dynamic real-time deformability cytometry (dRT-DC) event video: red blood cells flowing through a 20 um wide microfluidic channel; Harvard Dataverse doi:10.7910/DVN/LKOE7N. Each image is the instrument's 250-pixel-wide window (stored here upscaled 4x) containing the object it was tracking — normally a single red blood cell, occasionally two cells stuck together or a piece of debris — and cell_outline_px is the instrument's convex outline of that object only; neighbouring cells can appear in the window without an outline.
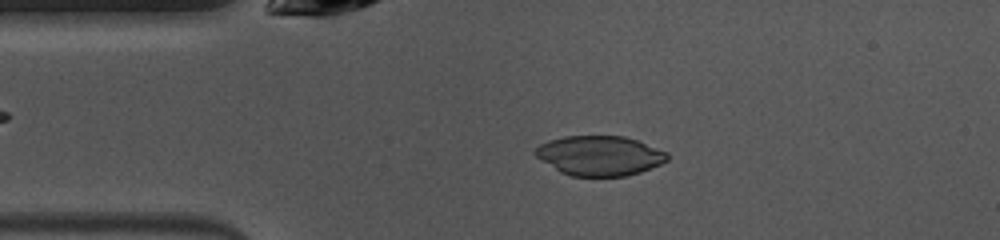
{"species": "common noctule bat (a hibernating species)", "species_latin": "Nyctalus noctula", "temperature_condition": "warm", "stored_images_in_passage": 36, "camera_frame_rate_fps": 3000, "um_per_image_px": 0.085, "animal": {"sex": "female", "body_mass_g": 10.0, "forearm_length_mm": 53.1}, "frame": {"image": 1, "passage_image": 2, "time_ms": 0.333, "image_size_px": [1000, 240], "cell_outline_px": [[668, 160], [660, 164], [640, 172], [628, 176], [572, 176], [560, 172], [536, 156], [532, 152], [540, 144], [548, 140], [564, 136], [624, 136], [636, 140], [668, 152]], "centroid_in_image_um": [50.96, 13.23], "position_along_channel_um": 34.0, "area_um2": 30.52}}
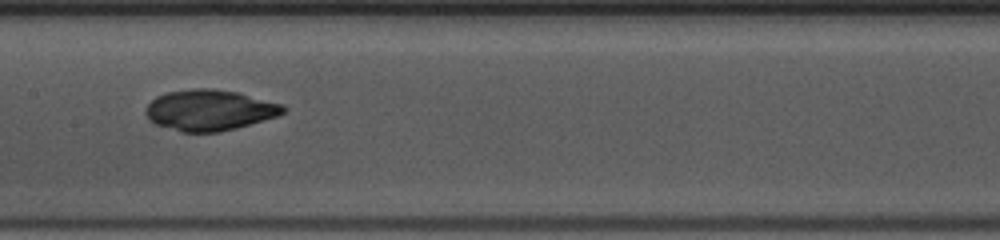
{"frame": {"image": 2, "passage_image": 15, "time_ms": 4.667, "image_size_px": [1000, 240], "cell_outline_px": [[288, 108], [284, 112], [276, 116], [264, 120], [236, 128], [220, 132], [180, 132], [156, 124], [148, 120], [144, 112], [144, 108], [156, 96], [168, 92], [192, 88], [212, 88], [236, 92], [284, 104]], "centroid_in_image_um": [17.79, 9.36], "position_along_channel_um": 189.6, "area_um2": 32.89}}
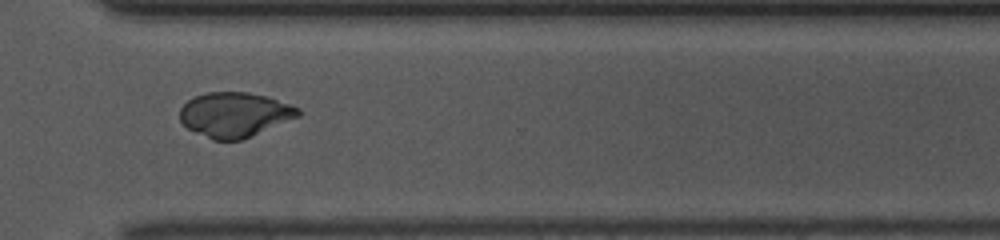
{"frame": {"image": 3, "passage_image": 27, "time_ms": 8.667, "image_size_px": [1000, 240], "cell_outline_px": [[300, 116], [240, 140], [212, 140], [188, 128], [180, 120], [180, 108], [188, 100], [196, 96], [208, 92], [248, 92], [268, 96], [300, 108]], "centroid_in_image_um": [19.95, 9.73], "position_along_channel_um": 350.7, "area_um2": 30.63}}